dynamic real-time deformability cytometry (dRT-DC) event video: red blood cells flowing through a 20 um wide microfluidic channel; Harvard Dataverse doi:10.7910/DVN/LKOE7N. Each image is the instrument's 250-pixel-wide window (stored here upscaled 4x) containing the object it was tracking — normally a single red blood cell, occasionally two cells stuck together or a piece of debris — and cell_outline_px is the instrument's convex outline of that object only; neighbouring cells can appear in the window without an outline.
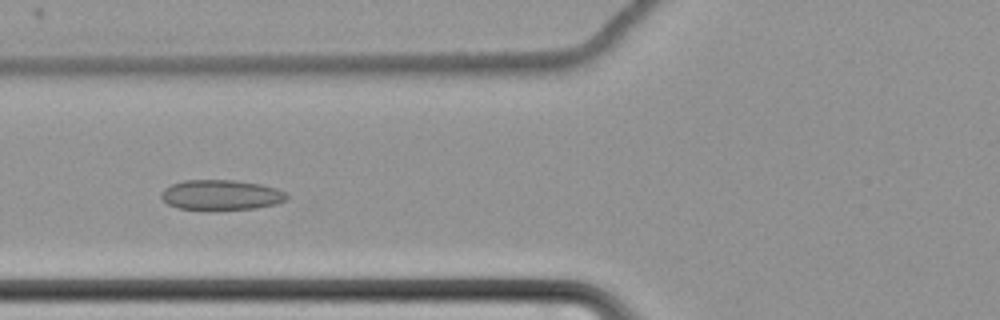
{"species": "common noctule bat (a hibernating species)", "species_latin": "Nyctalus noctula", "temperature_condition": "cold", "stored_images_in_passage": 63, "camera_frame_rate_fps": 3000, "um_per_image_px": 0.085, "animal": {"sex": "female", "body_mass_g": 22.7, "forearm_length_mm": 54.2}, "frame": {"image": 1, "passage_image": 27, "time_ms": 8.667, "image_size_px": [1000, 320], "cell_outline_px": [[288, 200], [276, 204], [256, 208], [176, 208], [168, 204], [160, 196], [160, 192], [164, 188], [172, 184], [184, 180], [232, 180], [260, 184], [276, 188], [284, 192], [288, 196]], "centroid_in_image_um": [18.79, 16.54], "position_along_channel_um": 107.0, "area_um2": 21.62}}
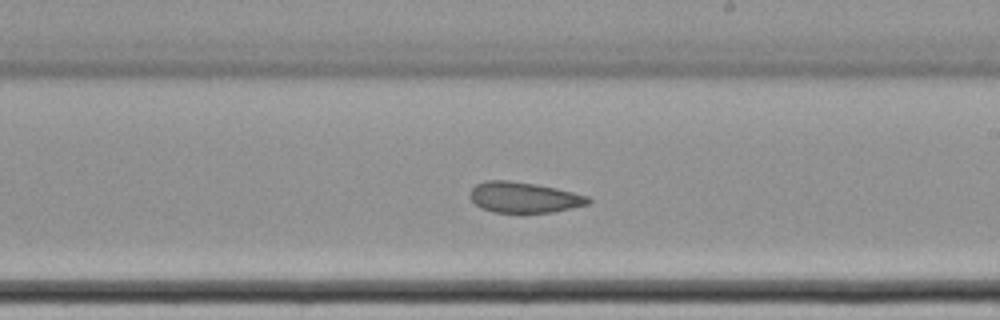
{"frame": {"image": 2, "passage_image": 39, "time_ms": 12.667, "image_size_px": [1000, 320], "cell_outline_px": [[592, 200], [588, 204], [552, 212], [496, 212], [480, 208], [468, 196], [468, 192], [476, 184], [488, 180], [508, 180], [556, 188], [588, 196]], "centroid_in_image_um": [44.5, 16.77], "position_along_channel_um": 244.5, "area_um2": 20.92}}
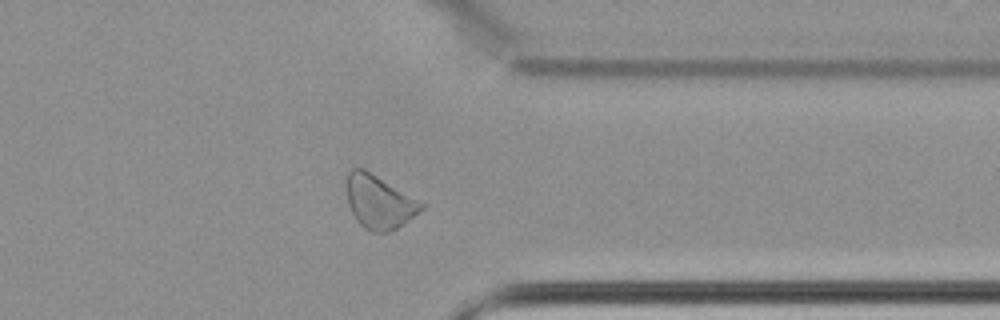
{"frame": {"image": 3, "passage_image": 51, "time_ms": 16.667, "image_size_px": [1000, 320], "cell_outline_px": [[424, 208], [420, 212], [396, 228], [388, 232], [372, 232], [364, 228], [356, 220], [348, 204], [344, 184], [348, 172], [352, 168], [364, 168], [424, 204]], "centroid_in_image_um": [32.16, 17.15], "position_along_channel_um": 379.2, "area_um2": 23.18}, "authors_computed_cell_mechanics": {"area_um2": 23.8714, "velocity_mm_per_s": 3.4415, "shape_relaxation_time_tau1_ms": null, "shape_relaxation_time_tau2_ms": 5.5699, "deformation_change_tau1": null, "deformation_change_tau2": 0.111}}